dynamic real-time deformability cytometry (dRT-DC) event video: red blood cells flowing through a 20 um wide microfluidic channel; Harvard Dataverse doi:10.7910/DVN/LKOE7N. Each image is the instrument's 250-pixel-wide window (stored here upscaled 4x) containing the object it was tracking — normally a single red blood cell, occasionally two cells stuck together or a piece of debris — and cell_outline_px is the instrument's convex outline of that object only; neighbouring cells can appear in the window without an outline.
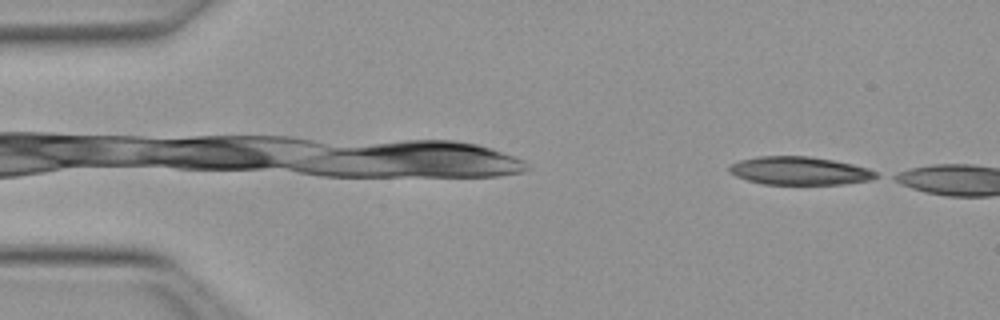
{"species": "Egyptian fruit bat (a non-hibernating species)", "species_latin": "Rousettus aegyptiacus", "temperature_condition": "warm", "stored_images_in_passage": 4, "camera_frame_rate_fps": 3000, "um_per_image_px": 0.085, "animal": {"sex": "female"}, "frame": {"image": 1, "passage_image": 1, "time_ms": 0.0, "image_size_px": [1000, 320], "cell_outline_px": [[880, 176], [872, 180], [844, 184], [764, 184], [748, 180], [736, 176], [728, 172], [728, 168], [732, 164], [740, 160], [756, 156], [808, 156], [832, 160], [852, 164], [868, 168], [876, 172]], "centroid_in_image_um": [67.97, 14.52], "position_along_channel_um": 17.0, "area_um2": 24.1}}